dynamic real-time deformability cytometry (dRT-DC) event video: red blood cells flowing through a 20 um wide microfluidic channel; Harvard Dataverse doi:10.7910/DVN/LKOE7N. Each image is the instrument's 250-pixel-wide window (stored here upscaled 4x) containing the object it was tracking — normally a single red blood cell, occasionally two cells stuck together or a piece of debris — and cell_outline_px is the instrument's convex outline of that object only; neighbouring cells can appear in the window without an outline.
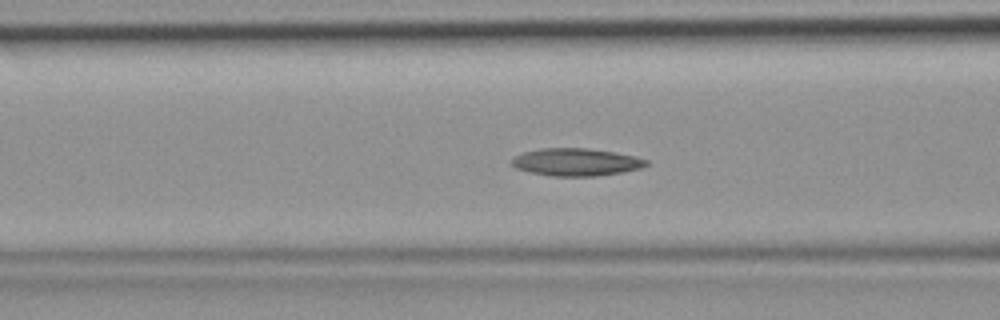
{"species": "common noctule bat (a hibernating species)", "species_latin": "Nyctalus noctula", "temperature_condition": "room temperature", "stored_images_in_passage": 45, "camera_frame_rate_fps": 3000, "um_per_image_px": 0.085, "animal": {"sex": "female", "body_mass_g": 19.9}, "frame": {"image": 1, "passage_image": 17, "time_ms": 5.333, "image_size_px": [1000, 320], "cell_outline_px": [[648, 164], [640, 168], [620, 172], [596, 176], [552, 176], [532, 172], [516, 168], [512, 164], [512, 160], [516, 156], [524, 152], [540, 148], [588, 148], [636, 156], [648, 160]], "centroid_in_image_um": [48.98, 13.77], "position_along_channel_um": 117.6, "area_um2": 21.33}}
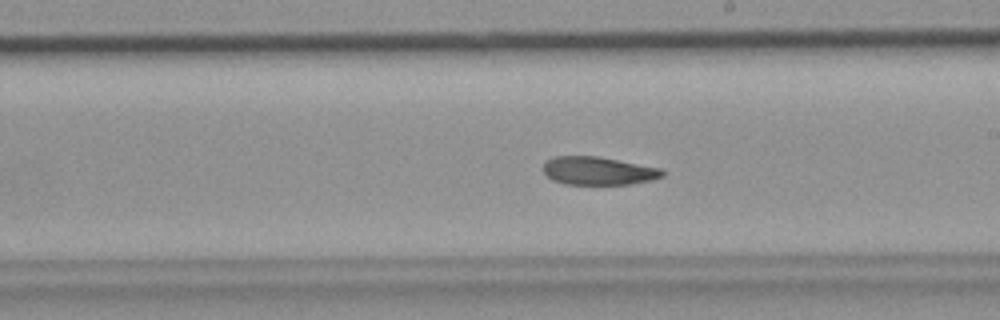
{"frame": {"image": 2, "passage_image": 25, "time_ms": 8.0, "image_size_px": [1000, 320], "cell_outline_px": [[664, 176], [652, 180], [632, 184], [564, 184], [552, 180], [544, 172], [544, 164], [548, 160], [556, 156], [596, 156], [660, 168], [664, 172]], "centroid_in_image_um": [50.86, 14.53], "position_along_channel_um": 238.1, "area_um2": 19.36}}
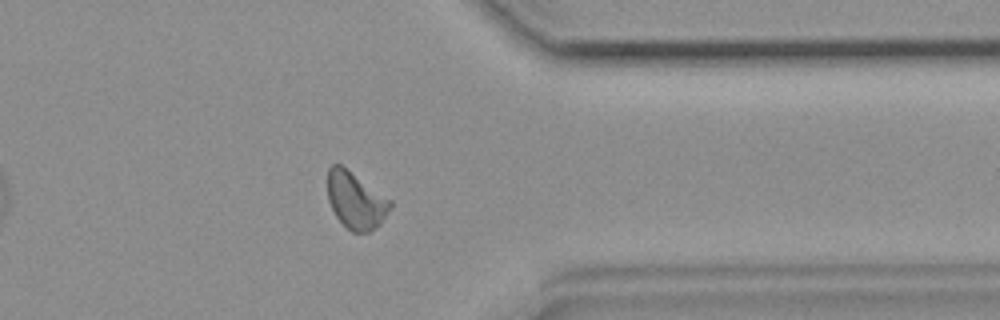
{"frame": {"image": 3, "passage_image": 35, "time_ms": 11.333, "image_size_px": [1000, 320], "cell_outline_px": [[392, 208], [380, 224], [368, 232], [352, 232], [336, 216], [328, 200], [328, 168], [332, 164], [340, 164], [392, 200]], "centroid_in_image_um": [30.25, 17.03], "position_along_channel_um": 381.1, "area_um2": 20.58}}